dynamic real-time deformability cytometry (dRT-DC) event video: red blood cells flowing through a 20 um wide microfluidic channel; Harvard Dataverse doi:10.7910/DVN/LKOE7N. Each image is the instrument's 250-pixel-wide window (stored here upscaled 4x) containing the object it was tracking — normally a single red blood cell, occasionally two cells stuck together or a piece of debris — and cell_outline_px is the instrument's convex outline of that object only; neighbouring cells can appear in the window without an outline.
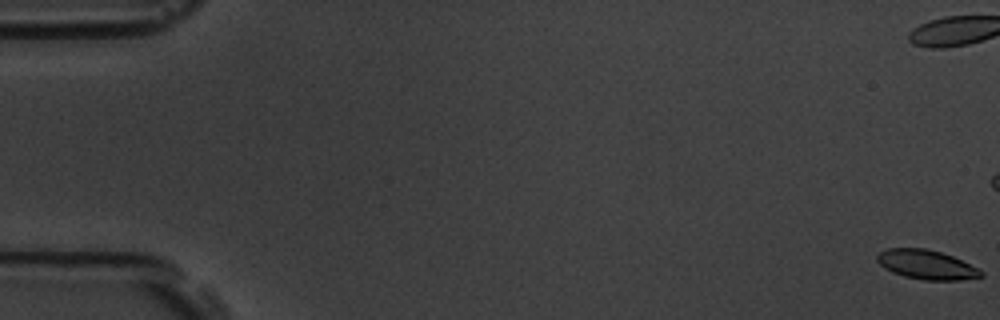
{"species": "common noctule bat (a hibernating species)", "species_latin": "Nyctalus noctula", "temperature_condition": "room temperature", "stored_images_in_passage": 60, "camera_frame_rate_fps": 3000, "um_per_image_px": 0.085, "animal": {"sex": "male", "body_mass_g": 19.5, "forearm_length_mm": 54.6}, "frame": {"image": 1, "passage_image": 1, "time_ms": 0.0, "image_size_px": [1000, 320], "cell_outline_px": [[984, 276], [960, 280], [924, 280], [904, 276], [892, 272], [884, 268], [876, 260], [876, 256], [880, 252], [888, 248], [924, 248], [940, 252], [952, 256], [980, 268], [984, 272]], "centroid_in_image_um": [78.77, 22.5], "position_along_channel_um": 6.2, "area_um2": 17.8}, "authors_computed_cell_mechanics": {"area_um2": 18.9584, "velocity_mm_per_s": 3.5238, "shape_relaxation_time_tau1_ms": 4.7655, "shape_relaxation_time_tau2_ms": 1.7698, "deformation_change_tau1": 0.1198, "deformation_change_tau2": 0.0525}}